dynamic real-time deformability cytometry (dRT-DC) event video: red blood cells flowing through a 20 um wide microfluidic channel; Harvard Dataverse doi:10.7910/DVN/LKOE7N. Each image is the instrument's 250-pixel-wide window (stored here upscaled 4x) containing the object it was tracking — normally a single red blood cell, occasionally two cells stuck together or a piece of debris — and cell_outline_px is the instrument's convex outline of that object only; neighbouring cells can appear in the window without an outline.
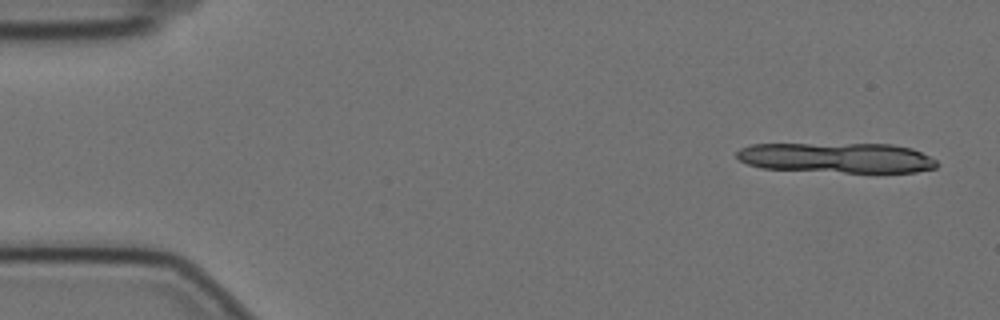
{"species": "Egyptian fruit bat (a non-hibernating species)", "species_latin": "Rousettus aegyptiacus", "temperature_condition": "cold", "stored_images_in_passage": 10, "camera_frame_rate_fps": 3000, "um_per_image_px": 0.085, "animal": {"sex": "female"}, "frame": {"image": 1, "passage_image": 3, "time_ms": 0.667, "image_size_px": [1000, 320], "cell_outline_px": [[940, 164], [936, 168], [916, 172], [844, 172], [760, 168], [748, 164], [740, 160], [736, 156], [736, 152], [740, 148], [752, 144], [892, 144], [912, 148], [936, 160]], "centroid_in_image_um": [71.15, 13.41], "position_along_channel_um": 13.9, "area_um2": 35.2}}